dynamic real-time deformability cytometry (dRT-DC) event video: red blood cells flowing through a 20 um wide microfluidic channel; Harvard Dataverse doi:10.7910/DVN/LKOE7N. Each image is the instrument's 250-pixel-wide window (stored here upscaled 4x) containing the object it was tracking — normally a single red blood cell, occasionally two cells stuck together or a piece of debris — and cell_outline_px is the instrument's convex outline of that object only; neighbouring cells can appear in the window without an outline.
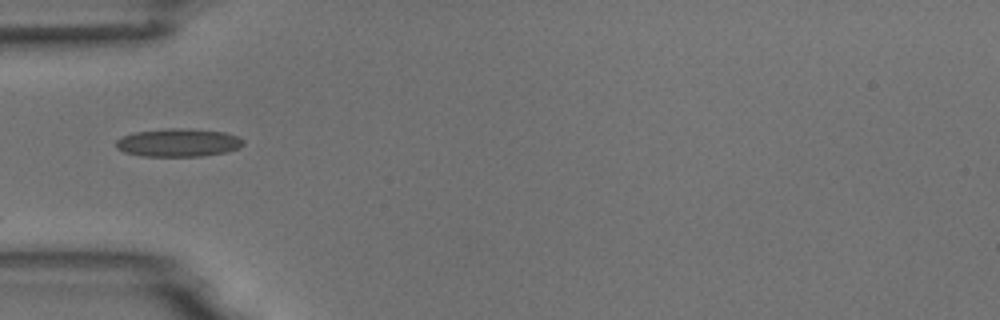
{"species": "common noctule bat (a hibernating species)", "species_latin": "Nyctalus noctula", "temperature_condition": "room temperature", "stored_images_in_passage": 12, "camera_frame_rate_fps": 3000, "um_per_image_px": 0.085, "animal": {"sex": "male", "body_mass_g": 18.8}, "frame": {"image": 1, "passage_image": 1, "time_ms": 0.0, "image_size_px": [1000, 320], "cell_outline_px": [[244, 144], [236, 148], [224, 152], [200, 156], [144, 156], [124, 152], [116, 148], [116, 140], [124, 136], [136, 132], [168, 128], [188, 128], [224, 132], [236, 136], [244, 140]], "centroid_in_image_um": [15.14, 12.12], "position_along_channel_um": 69.9, "area_um2": 20.63}}